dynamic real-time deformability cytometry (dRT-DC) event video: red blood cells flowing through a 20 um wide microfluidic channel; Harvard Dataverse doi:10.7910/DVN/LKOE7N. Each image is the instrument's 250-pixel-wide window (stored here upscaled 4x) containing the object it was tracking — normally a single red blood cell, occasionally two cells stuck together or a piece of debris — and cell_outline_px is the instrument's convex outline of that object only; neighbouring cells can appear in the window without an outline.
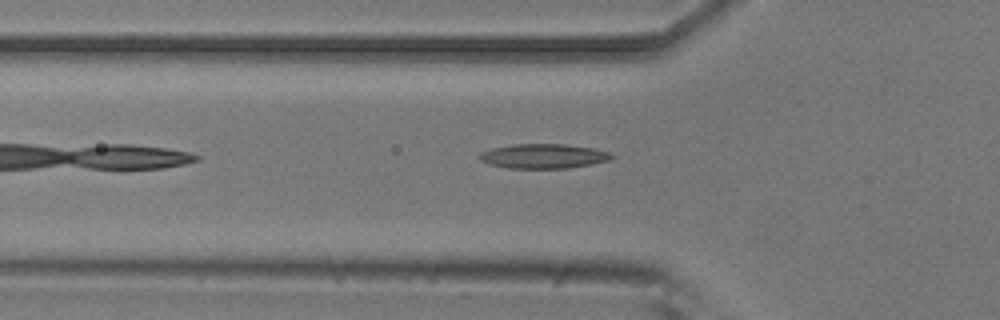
{"species": "common noctule bat (a hibernating species)", "species_latin": "Nyctalus noctula", "temperature_condition": "room temperature", "stored_images_in_passage": 4, "camera_frame_rate_fps": 3000, "um_per_image_px": 0.085, "animal": {"sex": "male", "body_mass_g": 20.5, "forearm_length_mm": 52.5}, "frame": {"image": 1, "passage_image": 2, "time_ms": 0.333, "image_size_px": [1000, 320], "cell_outline_px": [[616, 156], [608, 160], [592, 164], [568, 168], [508, 168], [488, 164], [480, 160], [476, 156], [480, 152], [492, 148], [512, 144], [564, 144], [592, 148], [612, 152]], "centroid_in_image_um": [46.18, 13.27], "position_along_channel_um": 79.6, "area_um2": 19.07}}
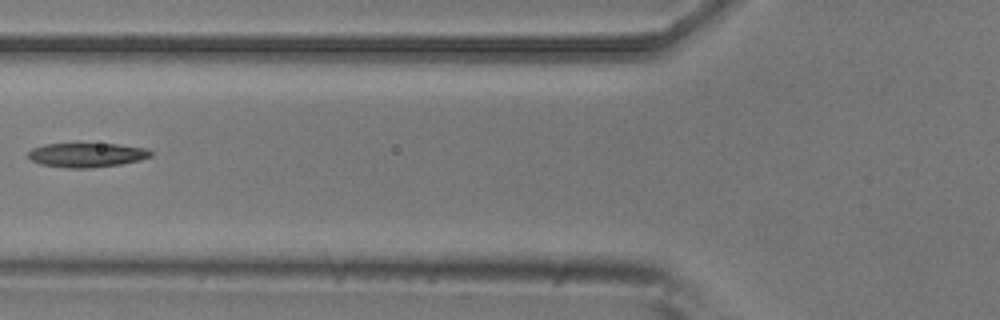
{"frame": {"image": 2, "passage_image": 3, "time_ms": 0.667, "image_size_px": [1000, 320], "cell_outline_px": [[152, 156], [140, 160], [120, 164], [92, 168], [68, 168], [44, 164], [32, 160], [28, 156], [28, 152], [32, 148], [44, 144], [76, 140], [116, 144], [148, 148], [152, 152]], "centroid_in_image_um": [7.37, 13.11], "position_along_channel_um": 118.4, "area_um2": 18.26}}
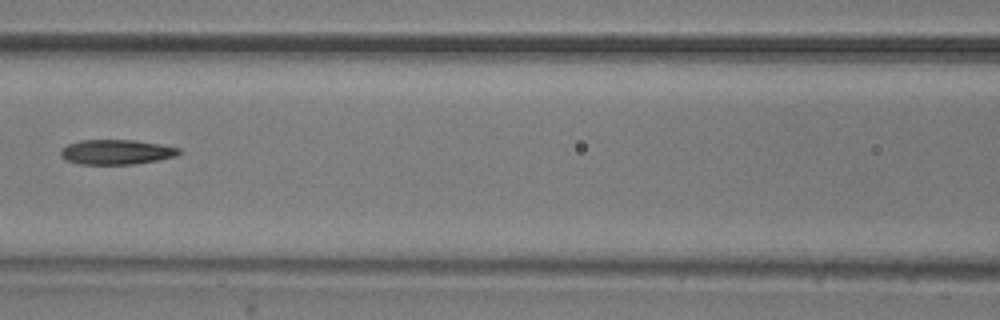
{"frame": {"image": 3, "passage_image": 4, "time_ms": 1.0, "image_size_px": [1000, 320], "cell_outline_px": [[180, 152], [176, 156], [160, 160], [132, 164], [80, 164], [64, 160], [60, 156], [60, 148], [68, 144], [80, 140], [136, 140], [160, 144], [180, 148]], "centroid_in_image_um": [9.86, 12.92], "position_along_channel_um": 156.7, "area_um2": 17.28}}